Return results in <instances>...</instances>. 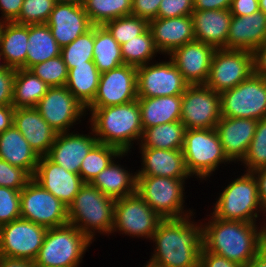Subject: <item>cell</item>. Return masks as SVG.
<instances>
[{"instance_id": "1", "label": "cell", "mask_w": 266, "mask_h": 267, "mask_svg": "<svg viewBox=\"0 0 266 267\" xmlns=\"http://www.w3.org/2000/svg\"><path fill=\"white\" fill-rule=\"evenodd\" d=\"M193 217L162 219L149 241L153 253L143 267H199L203 221L198 224Z\"/></svg>"}, {"instance_id": "2", "label": "cell", "mask_w": 266, "mask_h": 267, "mask_svg": "<svg viewBox=\"0 0 266 267\" xmlns=\"http://www.w3.org/2000/svg\"><path fill=\"white\" fill-rule=\"evenodd\" d=\"M206 216L210 217L203 223V247L208 252L244 266L263 248L265 220L259 222V226L258 223Z\"/></svg>"}, {"instance_id": "3", "label": "cell", "mask_w": 266, "mask_h": 267, "mask_svg": "<svg viewBox=\"0 0 266 267\" xmlns=\"http://www.w3.org/2000/svg\"><path fill=\"white\" fill-rule=\"evenodd\" d=\"M88 122L98 142L132 152L134 142L140 143L143 134L138 100L103 108H86Z\"/></svg>"}, {"instance_id": "4", "label": "cell", "mask_w": 266, "mask_h": 267, "mask_svg": "<svg viewBox=\"0 0 266 267\" xmlns=\"http://www.w3.org/2000/svg\"><path fill=\"white\" fill-rule=\"evenodd\" d=\"M115 200L85 182L68 206V223L83 232L92 242L96 233L112 234Z\"/></svg>"}, {"instance_id": "5", "label": "cell", "mask_w": 266, "mask_h": 267, "mask_svg": "<svg viewBox=\"0 0 266 267\" xmlns=\"http://www.w3.org/2000/svg\"><path fill=\"white\" fill-rule=\"evenodd\" d=\"M216 200L210 214L221 220L257 223L261 213L266 217L259 198L257 179L253 173L244 172L234 178L219 193Z\"/></svg>"}, {"instance_id": "6", "label": "cell", "mask_w": 266, "mask_h": 267, "mask_svg": "<svg viewBox=\"0 0 266 267\" xmlns=\"http://www.w3.org/2000/svg\"><path fill=\"white\" fill-rule=\"evenodd\" d=\"M92 243L70 223L49 228L34 262L45 267H79Z\"/></svg>"}, {"instance_id": "7", "label": "cell", "mask_w": 266, "mask_h": 267, "mask_svg": "<svg viewBox=\"0 0 266 267\" xmlns=\"http://www.w3.org/2000/svg\"><path fill=\"white\" fill-rule=\"evenodd\" d=\"M187 179L137 176L136 192L161 218H183L195 214L184 204Z\"/></svg>"}, {"instance_id": "8", "label": "cell", "mask_w": 266, "mask_h": 267, "mask_svg": "<svg viewBox=\"0 0 266 267\" xmlns=\"http://www.w3.org/2000/svg\"><path fill=\"white\" fill-rule=\"evenodd\" d=\"M182 152L188 173L201 181L208 180L220 164L230 163L215 128L186 129Z\"/></svg>"}, {"instance_id": "9", "label": "cell", "mask_w": 266, "mask_h": 267, "mask_svg": "<svg viewBox=\"0 0 266 267\" xmlns=\"http://www.w3.org/2000/svg\"><path fill=\"white\" fill-rule=\"evenodd\" d=\"M221 116L229 118H266V79L252 74L234 88L222 91Z\"/></svg>"}, {"instance_id": "10", "label": "cell", "mask_w": 266, "mask_h": 267, "mask_svg": "<svg viewBox=\"0 0 266 267\" xmlns=\"http://www.w3.org/2000/svg\"><path fill=\"white\" fill-rule=\"evenodd\" d=\"M162 219L136 192L115 200L112 233L151 241Z\"/></svg>"}, {"instance_id": "11", "label": "cell", "mask_w": 266, "mask_h": 267, "mask_svg": "<svg viewBox=\"0 0 266 267\" xmlns=\"http://www.w3.org/2000/svg\"><path fill=\"white\" fill-rule=\"evenodd\" d=\"M20 216L49 229L68 223V207L32 179L20 191Z\"/></svg>"}, {"instance_id": "12", "label": "cell", "mask_w": 266, "mask_h": 267, "mask_svg": "<svg viewBox=\"0 0 266 267\" xmlns=\"http://www.w3.org/2000/svg\"><path fill=\"white\" fill-rule=\"evenodd\" d=\"M221 96L206 85H189L182 94L180 121L186 129H214L221 118Z\"/></svg>"}, {"instance_id": "13", "label": "cell", "mask_w": 266, "mask_h": 267, "mask_svg": "<svg viewBox=\"0 0 266 267\" xmlns=\"http://www.w3.org/2000/svg\"><path fill=\"white\" fill-rule=\"evenodd\" d=\"M253 73V53L251 51L216 49L205 85L221 93L234 88Z\"/></svg>"}, {"instance_id": "14", "label": "cell", "mask_w": 266, "mask_h": 267, "mask_svg": "<svg viewBox=\"0 0 266 267\" xmlns=\"http://www.w3.org/2000/svg\"><path fill=\"white\" fill-rule=\"evenodd\" d=\"M47 228L19 218L0 226V256L34 261Z\"/></svg>"}, {"instance_id": "15", "label": "cell", "mask_w": 266, "mask_h": 267, "mask_svg": "<svg viewBox=\"0 0 266 267\" xmlns=\"http://www.w3.org/2000/svg\"><path fill=\"white\" fill-rule=\"evenodd\" d=\"M35 108L57 133L74 129V125L88 114L66 86L49 87Z\"/></svg>"}, {"instance_id": "16", "label": "cell", "mask_w": 266, "mask_h": 267, "mask_svg": "<svg viewBox=\"0 0 266 267\" xmlns=\"http://www.w3.org/2000/svg\"><path fill=\"white\" fill-rule=\"evenodd\" d=\"M154 62L137 67V96L182 95L189 84L173 61L169 58V61Z\"/></svg>"}, {"instance_id": "17", "label": "cell", "mask_w": 266, "mask_h": 267, "mask_svg": "<svg viewBox=\"0 0 266 267\" xmlns=\"http://www.w3.org/2000/svg\"><path fill=\"white\" fill-rule=\"evenodd\" d=\"M138 99L137 67L121 65L100 74L97 94L87 108H103Z\"/></svg>"}, {"instance_id": "18", "label": "cell", "mask_w": 266, "mask_h": 267, "mask_svg": "<svg viewBox=\"0 0 266 267\" xmlns=\"http://www.w3.org/2000/svg\"><path fill=\"white\" fill-rule=\"evenodd\" d=\"M46 24L61 48L93 27L81 1L56 3Z\"/></svg>"}, {"instance_id": "19", "label": "cell", "mask_w": 266, "mask_h": 267, "mask_svg": "<svg viewBox=\"0 0 266 267\" xmlns=\"http://www.w3.org/2000/svg\"><path fill=\"white\" fill-rule=\"evenodd\" d=\"M215 50L212 45L195 40L175 49L168 58L189 85H205Z\"/></svg>"}, {"instance_id": "20", "label": "cell", "mask_w": 266, "mask_h": 267, "mask_svg": "<svg viewBox=\"0 0 266 267\" xmlns=\"http://www.w3.org/2000/svg\"><path fill=\"white\" fill-rule=\"evenodd\" d=\"M32 179L43 189L51 192L67 207L85 183L79 174L69 172L47 156L39 158Z\"/></svg>"}, {"instance_id": "21", "label": "cell", "mask_w": 266, "mask_h": 267, "mask_svg": "<svg viewBox=\"0 0 266 267\" xmlns=\"http://www.w3.org/2000/svg\"><path fill=\"white\" fill-rule=\"evenodd\" d=\"M88 134L75 132L57 133L53 145L46 155L51 161L68 170L79 174L83 159L98 142L92 128Z\"/></svg>"}, {"instance_id": "22", "label": "cell", "mask_w": 266, "mask_h": 267, "mask_svg": "<svg viewBox=\"0 0 266 267\" xmlns=\"http://www.w3.org/2000/svg\"><path fill=\"white\" fill-rule=\"evenodd\" d=\"M258 120L222 116L215 130L218 133L225 156L232 163L243 160L255 134Z\"/></svg>"}, {"instance_id": "23", "label": "cell", "mask_w": 266, "mask_h": 267, "mask_svg": "<svg viewBox=\"0 0 266 267\" xmlns=\"http://www.w3.org/2000/svg\"><path fill=\"white\" fill-rule=\"evenodd\" d=\"M154 45L166 58L175 49L195 41L192 15L174 18H155L149 21Z\"/></svg>"}, {"instance_id": "24", "label": "cell", "mask_w": 266, "mask_h": 267, "mask_svg": "<svg viewBox=\"0 0 266 267\" xmlns=\"http://www.w3.org/2000/svg\"><path fill=\"white\" fill-rule=\"evenodd\" d=\"M13 125L21 132L39 157L48 154L57 132L46 122L35 107L15 108Z\"/></svg>"}, {"instance_id": "25", "label": "cell", "mask_w": 266, "mask_h": 267, "mask_svg": "<svg viewBox=\"0 0 266 267\" xmlns=\"http://www.w3.org/2000/svg\"><path fill=\"white\" fill-rule=\"evenodd\" d=\"M141 153V168L137 176H160L169 178H190L182 149L166 150L137 147Z\"/></svg>"}, {"instance_id": "26", "label": "cell", "mask_w": 266, "mask_h": 267, "mask_svg": "<svg viewBox=\"0 0 266 267\" xmlns=\"http://www.w3.org/2000/svg\"><path fill=\"white\" fill-rule=\"evenodd\" d=\"M266 39V14L262 11L245 16H232L227 49L253 52Z\"/></svg>"}, {"instance_id": "27", "label": "cell", "mask_w": 266, "mask_h": 267, "mask_svg": "<svg viewBox=\"0 0 266 267\" xmlns=\"http://www.w3.org/2000/svg\"><path fill=\"white\" fill-rule=\"evenodd\" d=\"M195 40L216 49H227L232 14L229 9L194 10L192 12Z\"/></svg>"}, {"instance_id": "28", "label": "cell", "mask_w": 266, "mask_h": 267, "mask_svg": "<svg viewBox=\"0 0 266 267\" xmlns=\"http://www.w3.org/2000/svg\"><path fill=\"white\" fill-rule=\"evenodd\" d=\"M128 155V152H122L118 158H115L90 183L114 200L136 193L137 173H132L129 169L126 170L127 167L124 168L116 160L128 157Z\"/></svg>"}, {"instance_id": "29", "label": "cell", "mask_w": 266, "mask_h": 267, "mask_svg": "<svg viewBox=\"0 0 266 267\" xmlns=\"http://www.w3.org/2000/svg\"><path fill=\"white\" fill-rule=\"evenodd\" d=\"M0 158L12 166L26 170L33 177L40 157L12 125L0 134Z\"/></svg>"}, {"instance_id": "30", "label": "cell", "mask_w": 266, "mask_h": 267, "mask_svg": "<svg viewBox=\"0 0 266 267\" xmlns=\"http://www.w3.org/2000/svg\"><path fill=\"white\" fill-rule=\"evenodd\" d=\"M28 25L2 22L0 32V55L6 67L26 69Z\"/></svg>"}, {"instance_id": "31", "label": "cell", "mask_w": 266, "mask_h": 267, "mask_svg": "<svg viewBox=\"0 0 266 267\" xmlns=\"http://www.w3.org/2000/svg\"><path fill=\"white\" fill-rule=\"evenodd\" d=\"M143 130L160 124L180 121L182 95L138 97Z\"/></svg>"}, {"instance_id": "32", "label": "cell", "mask_w": 266, "mask_h": 267, "mask_svg": "<svg viewBox=\"0 0 266 267\" xmlns=\"http://www.w3.org/2000/svg\"><path fill=\"white\" fill-rule=\"evenodd\" d=\"M100 74L93 61H86V64L75 65L68 70L66 87L85 108L97 94Z\"/></svg>"}, {"instance_id": "33", "label": "cell", "mask_w": 266, "mask_h": 267, "mask_svg": "<svg viewBox=\"0 0 266 267\" xmlns=\"http://www.w3.org/2000/svg\"><path fill=\"white\" fill-rule=\"evenodd\" d=\"M28 46L26 55V69L35 64L60 55L61 47L52 36L49 26L44 24L28 25Z\"/></svg>"}, {"instance_id": "34", "label": "cell", "mask_w": 266, "mask_h": 267, "mask_svg": "<svg viewBox=\"0 0 266 267\" xmlns=\"http://www.w3.org/2000/svg\"><path fill=\"white\" fill-rule=\"evenodd\" d=\"M49 86L29 69H15L12 105L14 108L36 107Z\"/></svg>"}, {"instance_id": "35", "label": "cell", "mask_w": 266, "mask_h": 267, "mask_svg": "<svg viewBox=\"0 0 266 267\" xmlns=\"http://www.w3.org/2000/svg\"><path fill=\"white\" fill-rule=\"evenodd\" d=\"M185 132L186 127L181 121L146 128L138 146L166 150L182 149Z\"/></svg>"}, {"instance_id": "36", "label": "cell", "mask_w": 266, "mask_h": 267, "mask_svg": "<svg viewBox=\"0 0 266 267\" xmlns=\"http://www.w3.org/2000/svg\"><path fill=\"white\" fill-rule=\"evenodd\" d=\"M93 62L100 73L124 65L121 46L104 26H94Z\"/></svg>"}, {"instance_id": "37", "label": "cell", "mask_w": 266, "mask_h": 267, "mask_svg": "<svg viewBox=\"0 0 266 267\" xmlns=\"http://www.w3.org/2000/svg\"><path fill=\"white\" fill-rule=\"evenodd\" d=\"M93 26L131 15L132 0H80Z\"/></svg>"}, {"instance_id": "38", "label": "cell", "mask_w": 266, "mask_h": 267, "mask_svg": "<svg viewBox=\"0 0 266 267\" xmlns=\"http://www.w3.org/2000/svg\"><path fill=\"white\" fill-rule=\"evenodd\" d=\"M120 46L124 64L135 67L153 62L152 60L155 59L157 53L160 54L154 45L149 28L143 34Z\"/></svg>"}, {"instance_id": "39", "label": "cell", "mask_w": 266, "mask_h": 267, "mask_svg": "<svg viewBox=\"0 0 266 267\" xmlns=\"http://www.w3.org/2000/svg\"><path fill=\"white\" fill-rule=\"evenodd\" d=\"M122 152L113 146L97 142L83 159L79 175L84 182H91Z\"/></svg>"}, {"instance_id": "40", "label": "cell", "mask_w": 266, "mask_h": 267, "mask_svg": "<svg viewBox=\"0 0 266 267\" xmlns=\"http://www.w3.org/2000/svg\"><path fill=\"white\" fill-rule=\"evenodd\" d=\"M94 49V26L86 33L78 36L73 42L61 48L60 55L65 62L67 69L75 65L86 64V61H93Z\"/></svg>"}, {"instance_id": "41", "label": "cell", "mask_w": 266, "mask_h": 267, "mask_svg": "<svg viewBox=\"0 0 266 267\" xmlns=\"http://www.w3.org/2000/svg\"><path fill=\"white\" fill-rule=\"evenodd\" d=\"M241 163L246 168L244 172L248 173L266 167V118L258 120L255 134Z\"/></svg>"}, {"instance_id": "42", "label": "cell", "mask_w": 266, "mask_h": 267, "mask_svg": "<svg viewBox=\"0 0 266 267\" xmlns=\"http://www.w3.org/2000/svg\"><path fill=\"white\" fill-rule=\"evenodd\" d=\"M113 38L122 45L134 37L143 34L149 28V22L133 15L113 19L103 25Z\"/></svg>"}, {"instance_id": "43", "label": "cell", "mask_w": 266, "mask_h": 267, "mask_svg": "<svg viewBox=\"0 0 266 267\" xmlns=\"http://www.w3.org/2000/svg\"><path fill=\"white\" fill-rule=\"evenodd\" d=\"M29 70L49 87L66 86L68 69L61 55L35 64Z\"/></svg>"}, {"instance_id": "44", "label": "cell", "mask_w": 266, "mask_h": 267, "mask_svg": "<svg viewBox=\"0 0 266 267\" xmlns=\"http://www.w3.org/2000/svg\"><path fill=\"white\" fill-rule=\"evenodd\" d=\"M56 3L55 0H24L19 17L14 22L25 25L44 24Z\"/></svg>"}, {"instance_id": "45", "label": "cell", "mask_w": 266, "mask_h": 267, "mask_svg": "<svg viewBox=\"0 0 266 267\" xmlns=\"http://www.w3.org/2000/svg\"><path fill=\"white\" fill-rule=\"evenodd\" d=\"M20 216V190L0 187V226Z\"/></svg>"}, {"instance_id": "46", "label": "cell", "mask_w": 266, "mask_h": 267, "mask_svg": "<svg viewBox=\"0 0 266 267\" xmlns=\"http://www.w3.org/2000/svg\"><path fill=\"white\" fill-rule=\"evenodd\" d=\"M31 180L32 176L26 170L0 158V187L21 191Z\"/></svg>"}, {"instance_id": "47", "label": "cell", "mask_w": 266, "mask_h": 267, "mask_svg": "<svg viewBox=\"0 0 266 267\" xmlns=\"http://www.w3.org/2000/svg\"><path fill=\"white\" fill-rule=\"evenodd\" d=\"M193 0H162L158 10V18H174L192 15Z\"/></svg>"}, {"instance_id": "48", "label": "cell", "mask_w": 266, "mask_h": 267, "mask_svg": "<svg viewBox=\"0 0 266 267\" xmlns=\"http://www.w3.org/2000/svg\"><path fill=\"white\" fill-rule=\"evenodd\" d=\"M162 0H132L131 15L142 19L153 20L158 18V10Z\"/></svg>"}, {"instance_id": "49", "label": "cell", "mask_w": 266, "mask_h": 267, "mask_svg": "<svg viewBox=\"0 0 266 267\" xmlns=\"http://www.w3.org/2000/svg\"><path fill=\"white\" fill-rule=\"evenodd\" d=\"M15 69L5 67L0 71V106L12 105Z\"/></svg>"}, {"instance_id": "50", "label": "cell", "mask_w": 266, "mask_h": 267, "mask_svg": "<svg viewBox=\"0 0 266 267\" xmlns=\"http://www.w3.org/2000/svg\"><path fill=\"white\" fill-rule=\"evenodd\" d=\"M199 267H243L225 257L208 252L204 247L200 253Z\"/></svg>"}, {"instance_id": "51", "label": "cell", "mask_w": 266, "mask_h": 267, "mask_svg": "<svg viewBox=\"0 0 266 267\" xmlns=\"http://www.w3.org/2000/svg\"><path fill=\"white\" fill-rule=\"evenodd\" d=\"M24 0H0V22H14L22 9Z\"/></svg>"}, {"instance_id": "52", "label": "cell", "mask_w": 266, "mask_h": 267, "mask_svg": "<svg viewBox=\"0 0 266 267\" xmlns=\"http://www.w3.org/2000/svg\"><path fill=\"white\" fill-rule=\"evenodd\" d=\"M230 13L232 16H245L258 12V0H231Z\"/></svg>"}, {"instance_id": "53", "label": "cell", "mask_w": 266, "mask_h": 267, "mask_svg": "<svg viewBox=\"0 0 266 267\" xmlns=\"http://www.w3.org/2000/svg\"><path fill=\"white\" fill-rule=\"evenodd\" d=\"M252 53L254 74L266 79V39Z\"/></svg>"}, {"instance_id": "54", "label": "cell", "mask_w": 266, "mask_h": 267, "mask_svg": "<svg viewBox=\"0 0 266 267\" xmlns=\"http://www.w3.org/2000/svg\"><path fill=\"white\" fill-rule=\"evenodd\" d=\"M194 10L230 9L231 0H193Z\"/></svg>"}, {"instance_id": "55", "label": "cell", "mask_w": 266, "mask_h": 267, "mask_svg": "<svg viewBox=\"0 0 266 267\" xmlns=\"http://www.w3.org/2000/svg\"><path fill=\"white\" fill-rule=\"evenodd\" d=\"M14 111L13 105L0 106V134L13 125Z\"/></svg>"}, {"instance_id": "56", "label": "cell", "mask_w": 266, "mask_h": 267, "mask_svg": "<svg viewBox=\"0 0 266 267\" xmlns=\"http://www.w3.org/2000/svg\"><path fill=\"white\" fill-rule=\"evenodd\" d=\"M253 174L257 179L261 205L266 212V167L256 170Z\"/></svg>"}, {"instance_id": "57", "label": "cell", "mask_w": 266, "mask_h": 267, "mask_svg": "<svg viewBox=\"0 0 266 267\" xmlns=\"http://www.w3.org/2000/svg\"><path fill=\"white\" fill-rule=\"evenodd\" d=\"M0 267H36L34 261L0 256Z\"/></svg>"}, {"instance_id": "58", "label": "cell", "mask_w": 266, "mask_h": 267, "mask_svg": "<svg viewBox=\"0 0 266 267\" xmlns=\"http://www.w3.org/2000/svg\"><path fill=\"white\" fill-rule=\"evenodd\" d=\"M243 267H266V250L261 249L246 265Z\"/></svg>"}, {"instance_id": "59", "label": "cell", "mask_w": 266, "mask_h": 267, "mask_svg": "<svg viewBox=\"0 0 266 267\" xmlns=\"http://www.w3.org/2000/svg\"><path fill=\"white\" fill-rule=\"evenodd\" d=\"M258 2L260 11L266 14V0H258Z\"/></svg>"}, {"instance_id": "60", "label": "cell", "mask_w": 266, "mask_h": 267, "mask_svg": "<svg viewBox=\"0 0 266 267\" xmlns=\"http://www.w3.org/2000/svg\"><path fill=\"white\" fill-rule=\"evenodd\" d=\"M263 249L266 250V224H265L264 230H263Z\"/></svg>"}, {"instance_id": "61", "label": "cell", "mask_w": 266, "mask_h": 267, "mask_svg": "<svg viewBox=\"0 0 266 267\" xmlns=\"http://www.w3.org/2000/svg\"><path fill=\"white\" fill-rule=\"evenodd\" d=\"M57 3H62V2H75V1H80V0H55Z\"/></svg>"}, {"instance_id": "62", "label": "cell", "mask_w": 266, "mask_h": 267, "mask_svg": "<svg viewBox=\"0 0 266 267\" xmlns=\"http://www.w3.org/2000/svg\"><path fill=\"white\" fill-rule=\"evenodd\" d=\"M2 61H3V59H2V57L0 55V71L3 70L6 67L5 64Z\"/></svg>"}]
</instances>
